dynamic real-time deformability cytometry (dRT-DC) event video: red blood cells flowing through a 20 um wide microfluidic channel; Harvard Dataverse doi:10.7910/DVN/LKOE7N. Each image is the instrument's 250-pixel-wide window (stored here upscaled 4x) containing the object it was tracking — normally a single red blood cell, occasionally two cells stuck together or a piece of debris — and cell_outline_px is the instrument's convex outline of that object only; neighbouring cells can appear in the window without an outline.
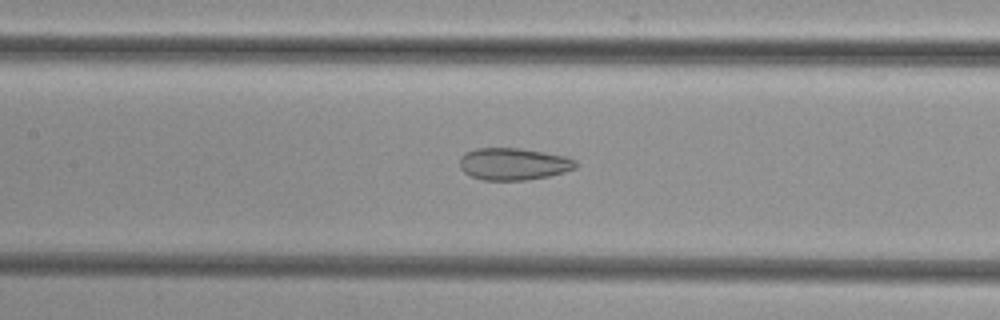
{"species": "common noctule bat (a hibernating species)", "species_latin": "Nyctalus noctula", "temperature_condition": "cold", "stored_images_in_passage": 52, "camera_frame_rate_fps": 3000, "um_per_image_px": 0.085, "animal": {"sex": "female", "body_mass_g": 29.2, "forearm_length_mm": 56.3}, "frame": {"image": 1, "passage_image": 24, "time_ms": 7.667, "image_size_px": [1000, 320], "cell_outline_px": [[576, 168], [564, 172], [548, 176], [528, 180], [484, 180], [472, 176], [464, 172], [460, 168], [460, 156], [464, 152], [476, 148], [520, 148], [544, 152], [564, 156], [576, 160]], "centroid_in_image_um": [43.62, 13.93], "position_along_channel_um": 163.8, "area_um2": 21.73}}
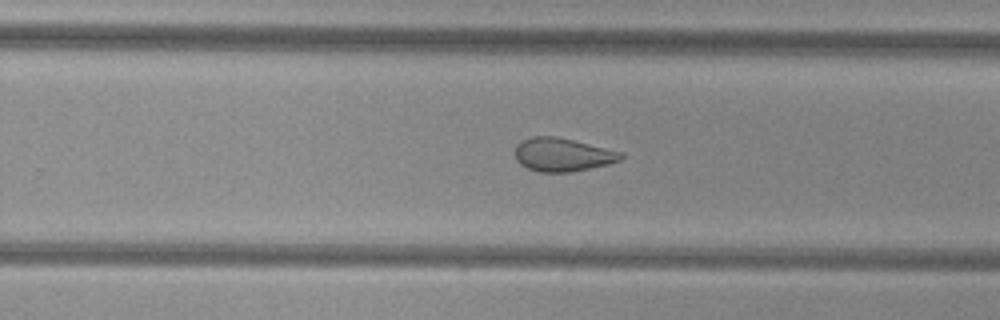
{"frame": {"image": 2, "passage_image": 33, "time_ms": 10.667, "image_size_px": [1000, 320], "cell_outline_px": [[624, 156], [620, 160], [608, 164], [572, 172], [540, 172], [528, 168], [520, 164], [516, 160], [516, 144], [532, 136], [556, 136], [624, 152]], "centroid_in_image_um": [47.83, 13.15], "position_along_channel_um": 282.0, "area_um2": 20.58}}
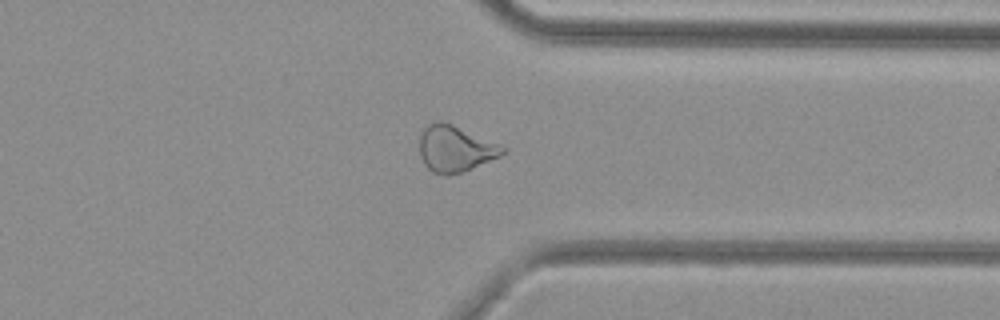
{"frame": {"image": 3, "passage_image": 40, "time_ms": 13.0, "image_size_px": [1000, 320], "cell_outline_px": [[508, 148], [500, 156], [460, 172], [448, 176], [444, 176], [432, 172], [424, 164], [420, 156], [420, 136], [424, 128], [428, 124], [436, 120], [440, 120], [452, 124]], "centroid_in_image_um": [38.65, 12.64], "position_along_channel_um": 372.7, "area_um2": 22.2}}